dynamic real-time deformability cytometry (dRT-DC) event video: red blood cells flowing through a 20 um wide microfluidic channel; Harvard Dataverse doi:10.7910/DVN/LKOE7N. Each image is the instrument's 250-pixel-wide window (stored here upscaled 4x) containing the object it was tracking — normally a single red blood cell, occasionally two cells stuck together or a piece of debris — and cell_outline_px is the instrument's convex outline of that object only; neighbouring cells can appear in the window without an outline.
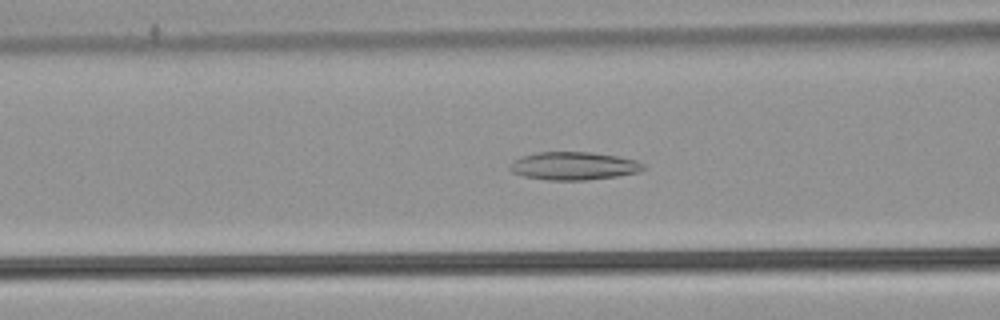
{"species": "common noctule bat (a hibernating species)", "species_latin": "Nyctalus noctula", "temperature_condition": "warm", "stored_images_in_passage": 53, "camera_frame_rate_fps": 3000, "um_per_image_px": 0.085, "animal": {"sex": "male", "body_mass_g": 21.5, "forearm_length_mm": 52.0}, "frame": {"image": 1, "passage_image": 21, "time_ms": 6.667, "image_size_px": [1000, 320], "cell_outline_px": [[644, 168], [640, 172], [616, 176], [588, 180], [544, 180], [524, 176], [512, 172], [508, 168], [520, 156], [536, 152], [592, 152], [616, 156], [636, 160], [644, 164]], "centroid_in_image_um": [48.76, 14.1], "position_along_channel_um": 117.8, "area_um2": 21.79}}
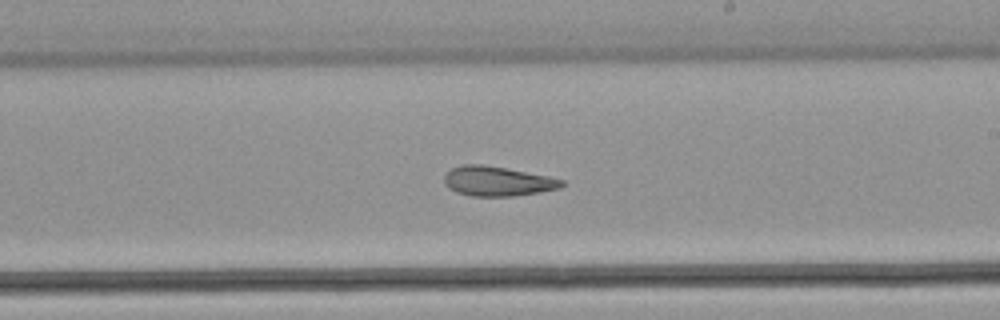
{"frame": {"image": 2, "passage_image": 31, "time_ms": 10.0, "image_size_px": [1000, 320], "cell_outline_px": [[564, 184], [560, 188], [540, 192], [516, 196], [472, 196], [456, 192], [448, 188], [444, 184], [444, 176], [452, 168], [460, 164], [480, 164], [504, 168], [548, 176], [564, 180]], "centroid_in_image_um": [42.26, 15.41], "position_along_channel_um": 246.7, "area_um2": 20.29}}
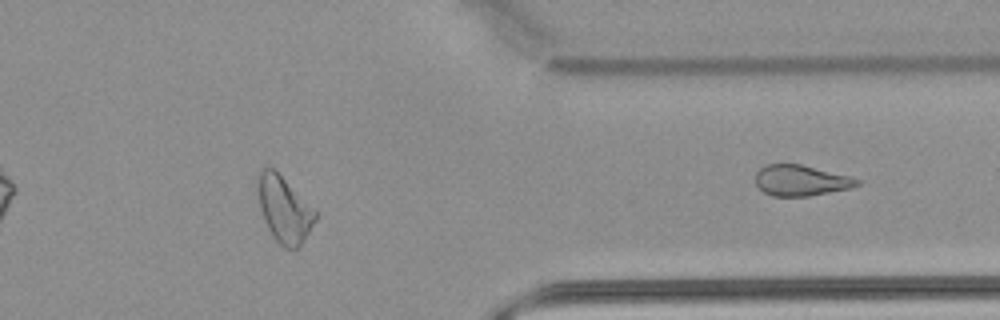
{"frame": {"image": 3, "passage_image": 43, "time_ms": 14.0, "image_size_px": [1000, 320], "cell_outline_px": [[316, 220], [304, 240], [296, 248], [284, 248], [272, 236], [268, 228], [260, 204], [256, 180], [256, 172], [264, 168], [272, 168], [316, 212]], "centroid_in_image_um": [24.12, 17.8], "position_along_channel_um": 387.3, "area_um2": 21.33}, "authors_computed_cell_mechanics": {"area_um2": 22.831, "velocity_mm_per_s": 3.8803, "shape_relaxation_time_tau1_ms": null, "shape_relaxation_time_tau2_ms": 5.7801, "deformation_change_tau1": null, "deformation_change_tau2": 0.1544}}